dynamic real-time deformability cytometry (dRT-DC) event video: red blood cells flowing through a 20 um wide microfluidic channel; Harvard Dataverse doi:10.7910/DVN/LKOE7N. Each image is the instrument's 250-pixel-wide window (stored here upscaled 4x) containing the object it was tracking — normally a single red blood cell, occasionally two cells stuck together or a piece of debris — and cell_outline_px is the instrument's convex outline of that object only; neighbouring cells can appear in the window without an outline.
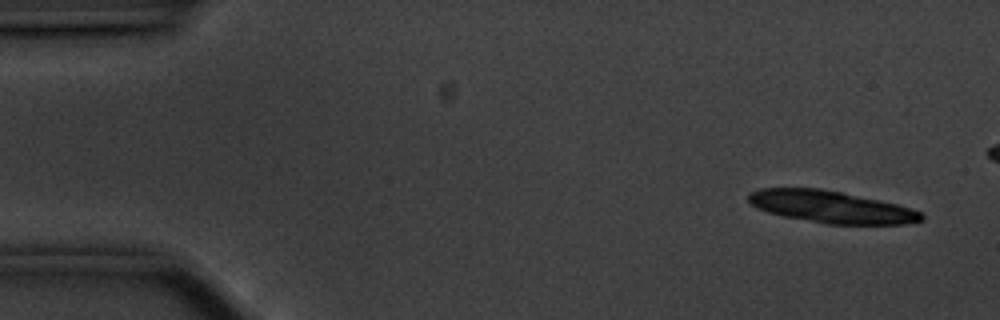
{"species": "common noctule bat (a hibernating species)", "species_latin": "Nyctalus noctula", "temperature_condition": "cold", "stored_images_in_passage": 15, "camera_frame_rate_fps": 3000, "um_per_image_px": 0.085, "animal": {"sex": "male", "body_mass_g": 20.1, "forearm_length_mm": 53.5}, "frame": {"image": 1, "passage_image": 3, "time_ms": 0.667, "image_size_px": [1000, 320], "cell_outline_px": [[924, 220], [904, 224], [828, 224], [780, 216], [756, 208], [748, 200], [748, 192], [760, 188], [820, 188], [880, 200], [896, 204], [920, 212], [924, 216]], "centroid_in_image_um": [70.6, 17.58], "position_along_channel_um": 14.4, "area_um2": 32.25}}